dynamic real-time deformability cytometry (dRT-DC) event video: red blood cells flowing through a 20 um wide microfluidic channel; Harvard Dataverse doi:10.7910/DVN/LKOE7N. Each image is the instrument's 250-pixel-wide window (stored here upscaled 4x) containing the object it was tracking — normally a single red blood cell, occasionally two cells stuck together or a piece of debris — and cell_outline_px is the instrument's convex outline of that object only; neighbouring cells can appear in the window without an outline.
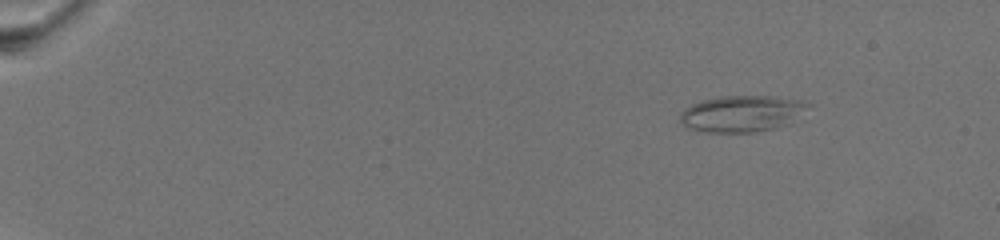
{"species": "common noctule bat (a hibernating species)", "species_latin": "Nyctalus noctula", "temperature_condition": "warm", "stored_images_in_passage": 18, "camera_frame_rate_fps": 3000, "um_per_image_px": 0.085, "animal": {"sex": "female", "body_mass_g": 19.5, "forearm_length_mm": 54.1}, "frame": {"image": 1, "passage_image": 1, "time_ms": 0.0, "image_size_px": [1000, 240], "cell_outline_px": [[812, 104], [788, 124], [756, 132], [700, 132], [688, 128], [680, 124], [680, 112], [684, 108], [700, 100], [720, 96], [772, 96], [804, 100]], "centroid_in_image_um": [63.01, 9.65], "position_along_channel_um": 22.0, "area_um2": 27.34}}
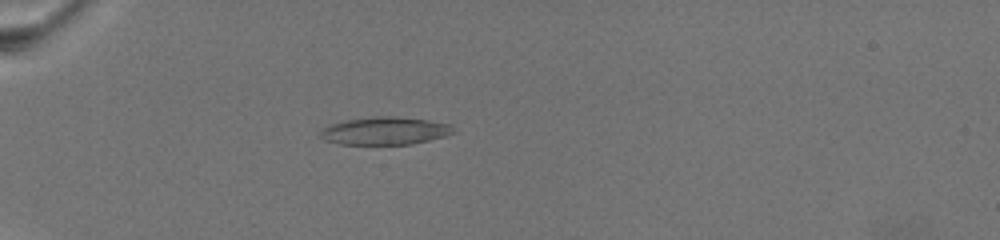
{"frame": {"image": 2, "passage_image": 15, "time_ms": 4.667, "image_size_px": [1000, 240], "cell_outline_px": [[456, 132], [444, 136], [428, 140], [408, 144], [340, 144], [324, 140], [320, 136], [320, 132], [328, 124], [348, 120], [372, 116], [392, 116], [428, 120], [452, 124]], "centroid_in_image_um": [32.72, 11.11], "position_along_channel_um": 52.3, "area_um2": 21.44}}